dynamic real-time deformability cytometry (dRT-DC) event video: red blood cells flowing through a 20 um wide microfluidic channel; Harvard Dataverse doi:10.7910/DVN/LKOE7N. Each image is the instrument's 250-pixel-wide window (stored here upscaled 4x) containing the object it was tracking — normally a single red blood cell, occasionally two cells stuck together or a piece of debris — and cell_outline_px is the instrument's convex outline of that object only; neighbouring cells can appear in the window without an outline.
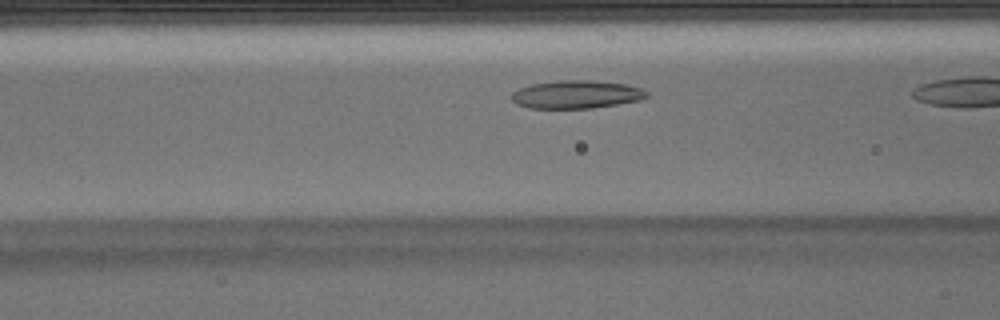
{"species": "Egyptian fruit bat (a non-hibernating species)", "species_latin": "Rousettus aegyptiacus", "temperature_condition": "warm", "stored_images_in_passage": 25, "camera_frame_rate_fps": 3000, "um_per_image_px": 0.085, "animal": {"sex": "male"}, "frame": {"image": 1, "passage_image": 8, "time_ms": 2.333, "image_size_px": [1000, 320], "cell_outline_px": [[648, 96], [640, 100], [592, 108], [528, 108], [516, 104], [512, 100], [512, 92], [520, 88], [532, 84], [556, 80], [592, 80], [628, 84], [640, 88], [648, 92]], "centroid_in_image_um": [48.99, 8.02], "position_along_channel_um": 117.6, "area_um2": 22.14}}
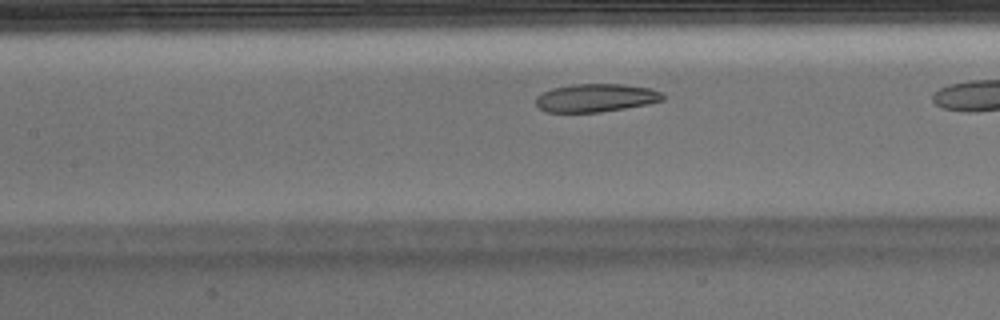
{"frame": {"image": 2, "passage_image": 11, "time_ms": 3.333, "image_size_px": [1000, 320], "cell_outline_px": [[664, 100], [648, 104], [600, 112], [544, 112], [536, 104], [536, 96], [552, 88], [572, 84], [624, 84], [648, 88], [660, 92], [664, 96]], "centroid_in_image_um": [50.63, 8.32], "position_along_channel_um": 156.8, "area_um2": 20.75}}